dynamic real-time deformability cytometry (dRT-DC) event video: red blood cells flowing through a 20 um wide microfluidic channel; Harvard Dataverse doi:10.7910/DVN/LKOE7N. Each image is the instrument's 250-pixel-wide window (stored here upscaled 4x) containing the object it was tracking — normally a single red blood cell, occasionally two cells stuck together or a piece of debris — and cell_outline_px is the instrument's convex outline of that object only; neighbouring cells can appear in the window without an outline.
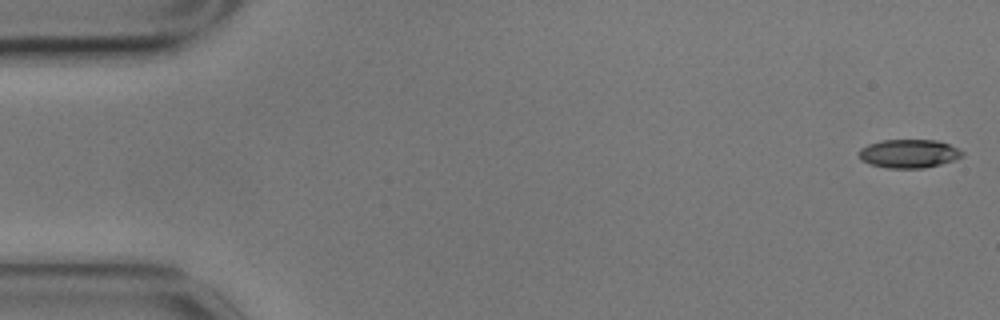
{"species": "common noctule bat (a hibernating species)", "species_latin": "Nyctalus noctula", "temperature_condition": "cold", "stored_images_in_passage": 42, "camera_frame_rate_fps": 3000, "um_per_image_px": 0.085, "animal": {"sex": "male", "body_mass_g": 17.9}, "frame": {"image": 1, "passage_image": 1, "time_ms": 0.0, "image_size_px": [1000, 320], "cell_outline_px": [[964, 156], [940, 164], [924, 168], [888, 168], [868, 164], [860, 160], [856, 152], [860, 148], [868, 144], [880, 140], [936, 140], [948, 144], [964, 152]], "centroid_in_image_um": [77.18, 13.06], "position_along_channel_um": 7.8, "area_um2": 17.34}}
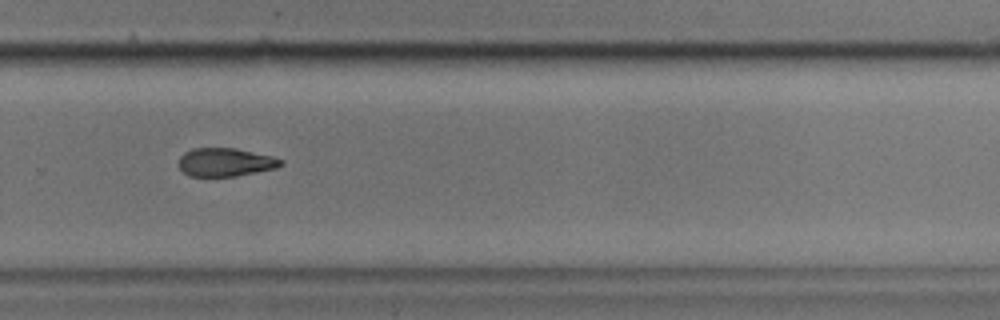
{"frame": {"image": 2, "passage_image": 38, "time_ms": 12.333, "image_size_px": [1000, 320], "cell_outline_px": [[284, 164], [276, 168], [236, 176], [188, 176], [180, 168], [180, 156], [184, 152], [192, 148], [236, 148], [272, 156], [284, 160]], "centroid_in_image_um": [19.18, 13.78], "position_along_channel_um": 310.6, "area_um2": 16.88}}
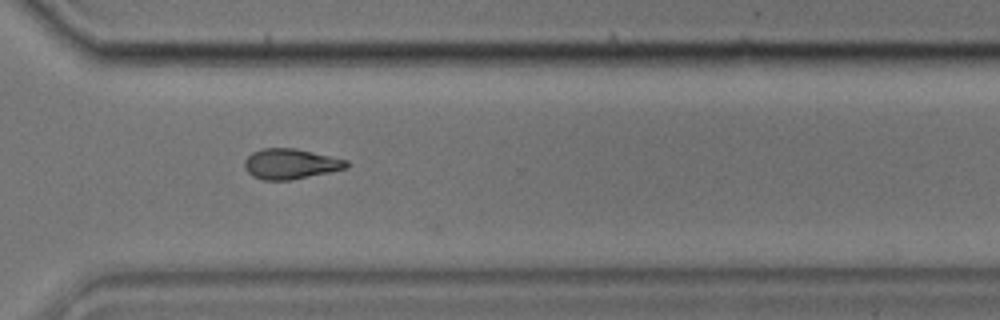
{"frame": {"image": 3, "passage_image": 41, "time_ms": 13.333, "image_size_px": [1000, 320], "cell_outline_px": [[348, 168], [288, 180], [264, 180], [252, 176], [244, 168], [244, 160], [252, 152], [260, 148], [296, 148], [348, 160]], "centroid_in_image_um": [24.67, 13.92], "position_along_channel_um": 345.9, "area_um2": 17.98}}